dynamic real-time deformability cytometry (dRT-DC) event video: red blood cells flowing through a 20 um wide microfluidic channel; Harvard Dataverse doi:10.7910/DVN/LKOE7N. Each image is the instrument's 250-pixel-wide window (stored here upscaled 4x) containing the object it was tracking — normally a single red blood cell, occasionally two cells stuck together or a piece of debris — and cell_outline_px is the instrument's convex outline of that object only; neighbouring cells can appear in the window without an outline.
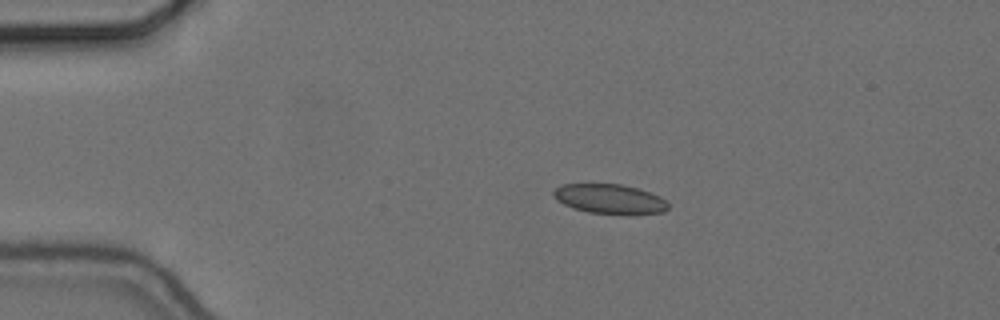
{"species": "common noctule bat (a hibernating species)", "species_latin": "Nyctalus noctula", "temperature_condition": "cold", "stored_images_in_passage": 46, "camera_frame_rate_fps": 3000, "um_per_image_px": 0.085, "animal": {"sex": "female", "body_mass_g": 24.6, "forearm_length_mm": 56.2}, "frame": {"image": 1, "passage_image": 1, "time_ms": 0.0, "image_size_px": [1000, 320], "cell_outline_px": [[668, 208], [664, 212], [588, 212], [564, 204], [556, 200], [552, 196], [552, 192], [560, 184], [620, 184], [636, 188], [660, 196], [668, 204]], "centroid_in_image_um": [51.75, 16.86], "position_along_channel_um": 33.3, "area_um2": 18.96}}
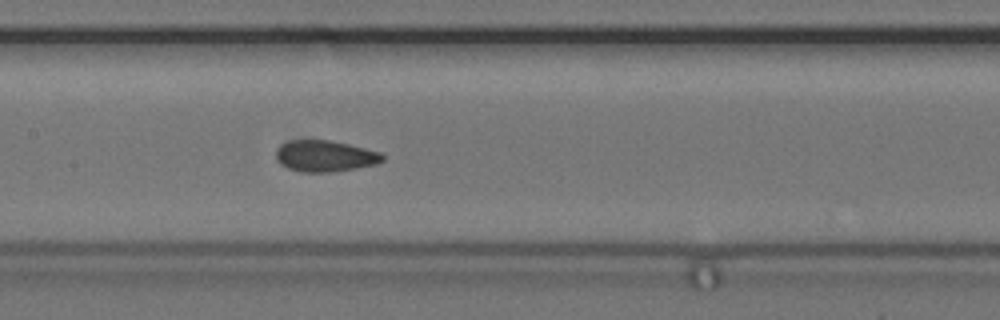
{"frame": {"image": 2, "passage_image": 17, "time_ms": 5.333, "image_size_px": [1000, 320], "cell_outline_px": [[384, 160], [376, 164], [356, 168], [332, 172], [304, 172], [288, 168], [280, 164], [276, 160], [276, 148], [280, 144], [288, 140], [328, 140], [348, 144], [380, 152], [384, 156]], "centroid_in_image_um": [27.59, 13.26], "position_along_channel_um": 179.8, "area_um2": 19.48}}
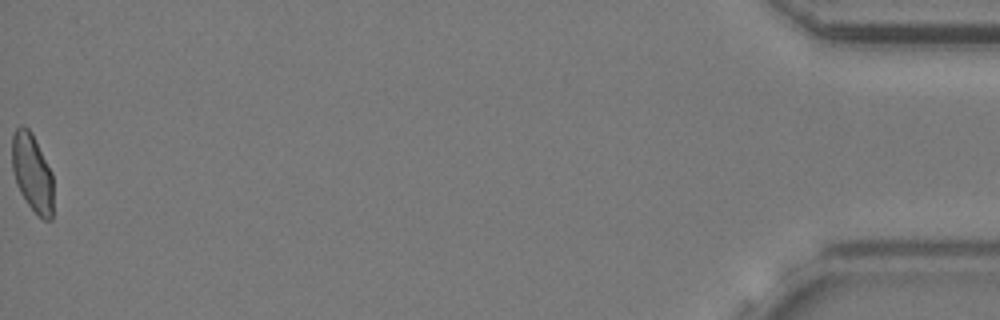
{"frame": {"image": 3, "passage_image": 46, "time_ms": 15.0, "image_size_px": [1000, 320], "cell_outline_px": [[52, 220], [44, 220], [28, 204], [20, 192], [16, 184], [12, 172], [12, 136], [16, 128], [20, 124], [24, 124], [32, 132], [52, 172]], "centroid_in_image_um": [2.72, 14.63], "position_along_channel_um": 432.5, "area_um2": 18.84}, "authors_computed_cell_mechanics": {"area_um2": 19.4208, "velocity_mm_per_s": 3.6621, "shape_relaxation_time_tau1_ms": null, "shape_relaxation_time_tau2_ms": 1.1273, "deformation_change_tau1": null, "deformation_change_tau2": 0.0516}}